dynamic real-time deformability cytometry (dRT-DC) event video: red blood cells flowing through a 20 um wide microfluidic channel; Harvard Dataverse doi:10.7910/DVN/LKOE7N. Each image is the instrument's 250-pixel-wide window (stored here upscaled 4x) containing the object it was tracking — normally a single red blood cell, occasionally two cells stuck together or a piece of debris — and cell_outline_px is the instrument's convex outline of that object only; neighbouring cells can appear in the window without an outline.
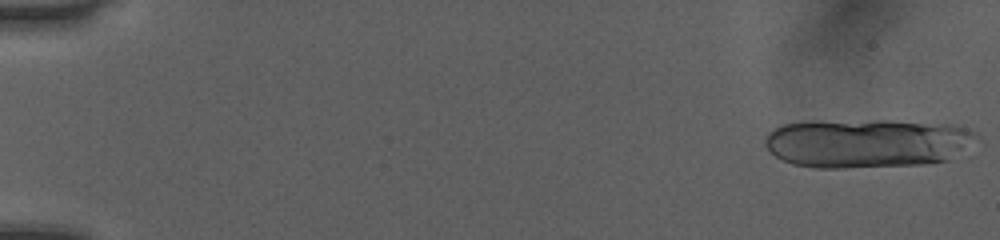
{"species": "human", "species_latin": "Homo sapiens", "temperature_condition": "room temperature", "stored_images_in_passage": 16, "camera_frame_rate_fps": 3000, "um_per_image_px": 0.085, "donor": {"sex": "female"}, "frame": {"image": 1, "passage_image": 1, "time_ms": 0.0, "image_size_px": [1000, 240], "cell_outline_px": [[980, 136], [948, 160], [920, 164], [844, 168], [816, 168], [792, 164], [780, 160], [764, 144], [764, 140], [768, 132], [784, 124], [808, 120], [888, 120], [952, 124], [976, 132]], "centroid_in_image_um": [73.64, 12.14], "position_along_channel_um": 11.4, "area_um2": 60.81}}